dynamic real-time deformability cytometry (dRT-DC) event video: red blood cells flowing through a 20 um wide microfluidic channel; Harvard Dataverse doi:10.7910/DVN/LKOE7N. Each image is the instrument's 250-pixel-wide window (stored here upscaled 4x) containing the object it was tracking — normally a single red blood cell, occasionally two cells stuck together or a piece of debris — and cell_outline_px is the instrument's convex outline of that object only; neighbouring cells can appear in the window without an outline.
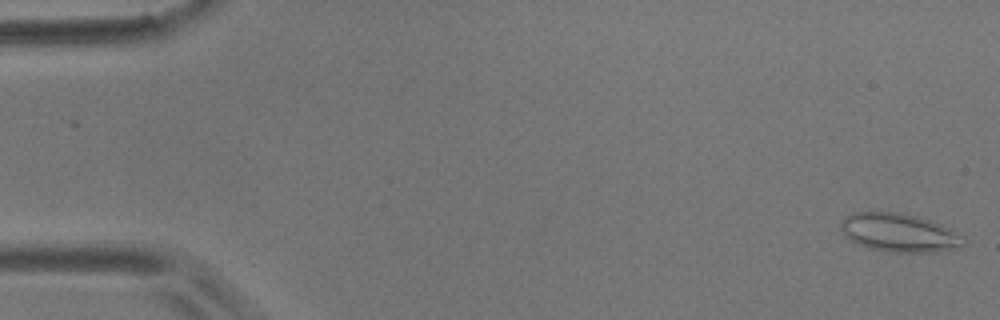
{"species": "common noctule bat (a hibernating species)", "species_latin": "Nyctalus noctula", "temperature_condition": "room temperature", "stored_images_in_passage": 56, "camera_frame_rate_fps": 3000, "um_per_image_px": 0.085, "animal": {"sex": "male", "body_mass_g": 17.9}, "frame": {"image": 1, "passage_image": 1, "time_ms": 0.0, "image_size_px": [1000, 320], "cell_outline_px": [[964, 244], [960, 248], [936, 252], [888, 252], [868, 248], [856, 244], [844, 236], [840, 228], [840, 220], [844, 216], [852, 212], [900, 212], [916, 216], [940, 224], [964, 236]], "centroid_in_image_um": [76.39, 19.78], "position_along_channel_um": 8.6, "area_um2": 27.86}}
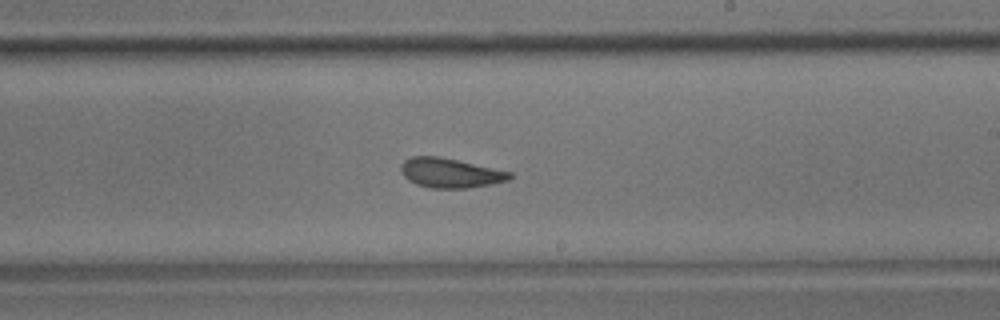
{"frame": {"image": 2, "passage_image": 33, "time_ms": 10.667, "image_size_px": [1000, 320], "cell_outline_px": [[512, 176], [508, 180], [492, 184], [468, 188], [432, 188], [416, 184], [408, 180], [400, 172], [400, 164], [404, 160], [412, 156], [440, 156], [512, 172]], "centroid_in_image_um": [38.24, 14.69], "position_along_channel_um": 250.8, "area_um2": 18.84}}
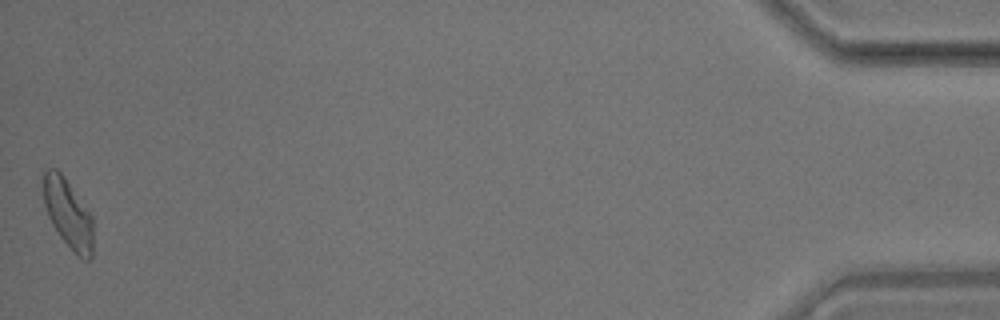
{"frame": {"image": 3, "passage_image": 56, "time_ms": 18.333, "image_size_px": [1000, 320], "cell_outline_px": [[92, 256], [88, 260], [84, 260], [60, 236], [52, 224], [48, 216], [44, 204], [44, 168], [56, 168], [60, 172], [92, 216]], "centroid_in_image_um": [5.77, 18.13], "position_along_channel_um": 429.4, "area_um2": 19.36}, "authors_computed_cell_mechanics": {"area_um2": 19.4497, "velocity_mm_per_s": 3.5442, "shape_relaxation_time_tau1_ms": null, "shape_relaxation_time_tau2_ms": 2.2471, "deformation_change_tau1": null, "deformation_change_tau2": 0.0992}}